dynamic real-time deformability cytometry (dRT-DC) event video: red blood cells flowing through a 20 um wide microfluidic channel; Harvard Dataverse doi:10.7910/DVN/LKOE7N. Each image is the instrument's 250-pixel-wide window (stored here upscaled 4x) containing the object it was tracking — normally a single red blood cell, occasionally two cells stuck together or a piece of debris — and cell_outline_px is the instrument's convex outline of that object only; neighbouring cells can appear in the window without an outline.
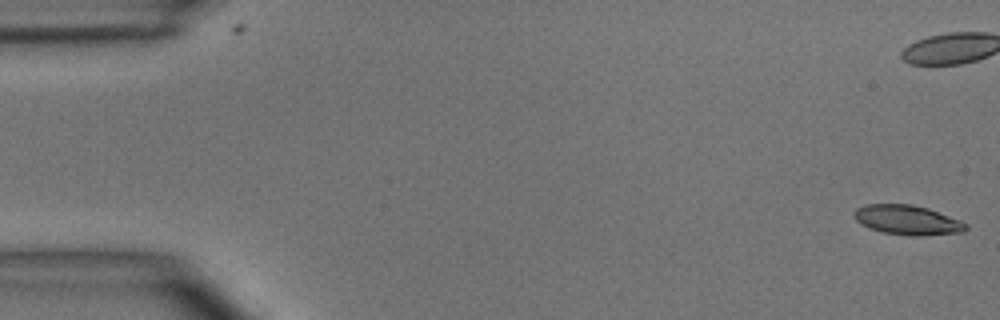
{"species": "common noctule bat (a hibernating species)", "species_latin": "Nyctalus noctula", "temperature_condition": "room temperature", "stored_images_in_passage": 51, "camera_frame_rate_fps": 3000, "um_per_image_px": 0.085, "animal": {"sex": "male", "body_mass_g": 15.6}, "frame": {"image": 1, "passage_image": 1, "time_ms": 0.0, "image_size_px": [1000, 320], "cell_outline_px": [[968, 228], [964, 232], [920, 236], [908, 236], [884, 232], [868, 228], [860, 224], [856, 220], [852, 212], [856, 208], [864, 204], [912, 204], [928, 208], [960, 220], [968, 224]], "centroid_in_image_um": [77.12, 18.7], "position_along_channel_um": 7.9, "area_um2": 19.54}}
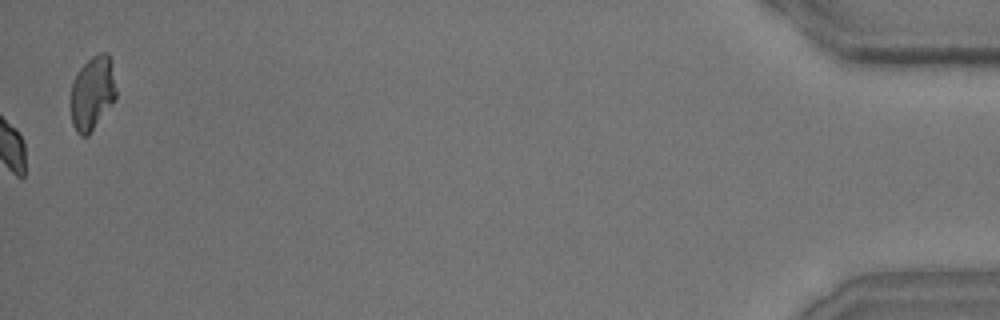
{"frame": {"image": 2, "passage_image": 51, "time_ms": 16.667, "image_size_px": [1000, 320], "cell_outline_px": [[116, 100], [88, 136], [80, 136], [76, 132], [72, 124], [68, 104], [68, 100], [72, 80], [76, 72], [92, 56], [100, 52], [108, 52], [116, 92]], "centroid_in_image_um": [7.78, 7.96], "position_along_channel_um": 427.4, "area_um2": 20.11}, "authors_computed_cell_mechanics": {"area_um2": 19.9988, "velocity_mm_per_s": 3.9933, "shape_relaxation_time_tau1_ms": 7.703, "shape_relaxation_time_tau2_ms": 5.9779, "deformation_change_tau1": 0.216, "deformation_change_tau2": 0.1552}}